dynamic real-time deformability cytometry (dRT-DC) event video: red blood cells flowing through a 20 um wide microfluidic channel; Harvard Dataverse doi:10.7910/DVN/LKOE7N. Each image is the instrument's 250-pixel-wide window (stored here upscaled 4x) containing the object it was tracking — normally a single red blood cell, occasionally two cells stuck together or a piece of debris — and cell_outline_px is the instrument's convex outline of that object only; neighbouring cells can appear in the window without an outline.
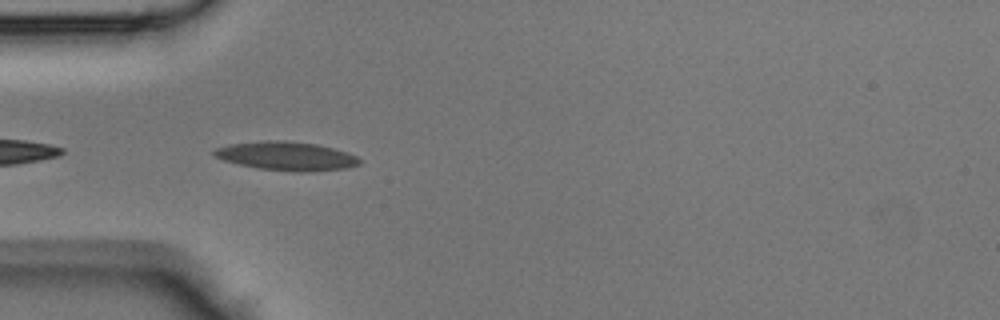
{"species": "Egyptian fruit bat (a non-hibernating species)", "species_latin": "Rousettus aegyptiacus", "temperature_condition": "room temperature", "stored_images_in_passage": 6, "camera_frame_rate_fps": 3000, "um_per_image_px": 0.085, "animal": {"sex": "male"}, "frame": {"image": 1, "passage_image": 2, "time_ms": 0.333, "image_size_px": [1000, 320], "cell_outline_px": [[360, 164], [348, 168], [304, 172], [296, 172], [260, 168], [240, 164], [224, 160], [216, 156], [212, 152], [216, 148], [232, 144], [268, 140], [284, 140], [316, 144], [348, 152], [356, 156], [360, 160]], "centroid_in_image_um": [24.4, 13.26], "position_along_channel_um": 60.6, "area_um2": 24.04}}
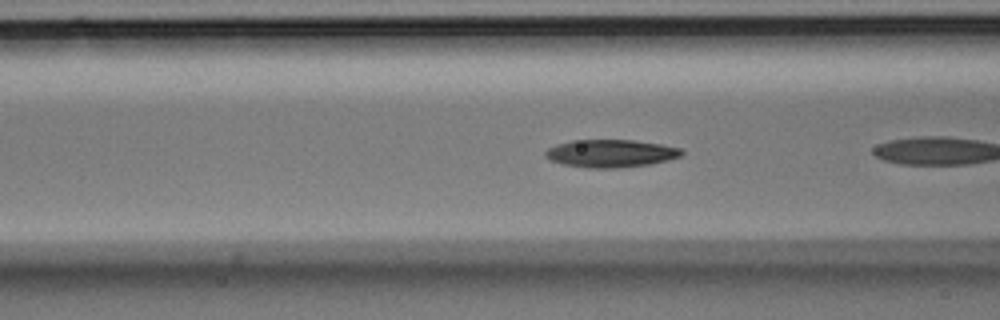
{"frame": {"image": 2, "passage_image": 4, "time_ms": 1.0, "image_size_px": [1000, 320], "cell_outline_px": [[684, 152], [680, 156], [668, 160], [652, 164], [616, 168], [588, 168], [560, 164], [548, 160], [544, 156], [544, 152], [548, 148], [556, 144], [572, 140], [632, 140], [660, 144], [680, 148]], "centroid_in_image_um": [51.86, 13.05], "position_along_channel_um": 114.7, "area_um2": 22.2}}